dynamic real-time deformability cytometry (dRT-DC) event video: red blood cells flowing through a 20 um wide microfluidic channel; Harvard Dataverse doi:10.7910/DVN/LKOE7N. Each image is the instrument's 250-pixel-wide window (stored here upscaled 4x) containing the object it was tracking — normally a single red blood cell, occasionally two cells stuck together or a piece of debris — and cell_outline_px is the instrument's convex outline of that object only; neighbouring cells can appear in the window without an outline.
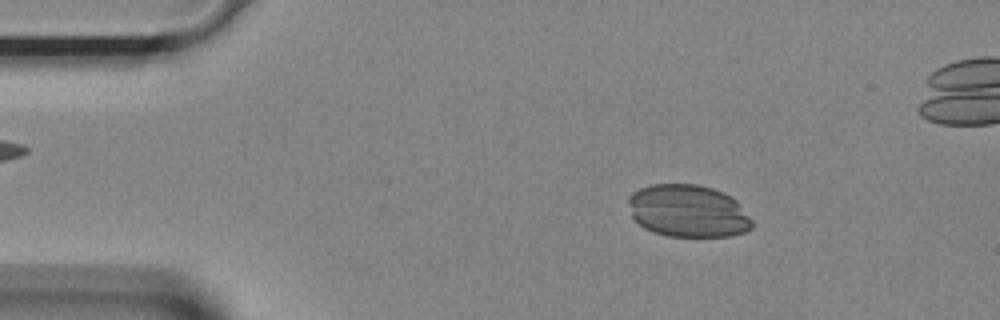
{"species": "Egyptian fruit bat (a non-hibernating species)", "species_latin": "Rousettus aegyptiacus", "temperature_condition": "room temperature", "stored_images_in_passage": 38, "camera_frame_rate_fps": 3000, "um_per_image_px": 0.085, "animal": {"sex": "female"}, "frame": {"image": 1, "passage_image": 5, "time_ms": 1.333, "image_size_px": [1000, 320], "cell_outline_px": [[752, 228], [744, 232], [728, 236], [668, 236], [652, 232], [644, 228], [632, 216], [628, 200], [628, 196], [632, 192], [640, 188], [652, 184], [696, 184], [712, 188], [724, 192], [732, 196], [736, 200], [752, 220]], "centroid_in_image_um": [58.48, 17.93], "position_along_channel_um": 26.5, "area_um2": 37.86}}
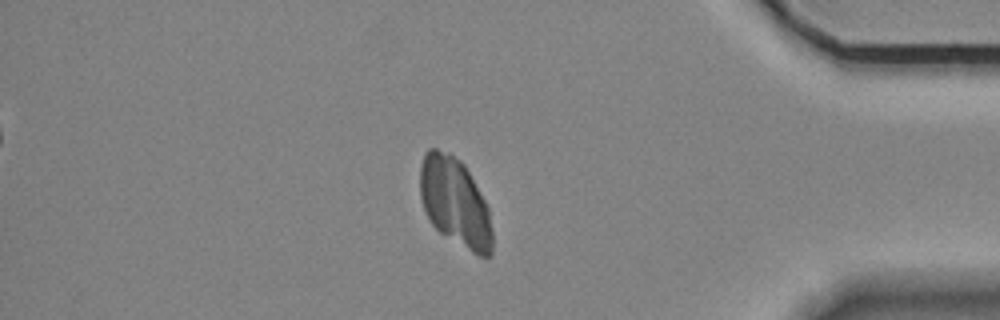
{"frame": {"image": 2, "passage_image": 32, "time_ms": 10.333, "image_size_px": [1000, 320], "cell_outline_px": [[492, 256], [480, 256], [472, 252], [440, 232], [432, 224], [424, 212], [420, 196], [420, 168], [424, 152], [428, 148], [436, 148], [460, 160], [464, 164], [484, 200], [488, 208], [492, 232]], "centroid_in_image_um": [38.66, 17.18], "position_along_channel_um": 396.5, "area_um2": 37.05}}